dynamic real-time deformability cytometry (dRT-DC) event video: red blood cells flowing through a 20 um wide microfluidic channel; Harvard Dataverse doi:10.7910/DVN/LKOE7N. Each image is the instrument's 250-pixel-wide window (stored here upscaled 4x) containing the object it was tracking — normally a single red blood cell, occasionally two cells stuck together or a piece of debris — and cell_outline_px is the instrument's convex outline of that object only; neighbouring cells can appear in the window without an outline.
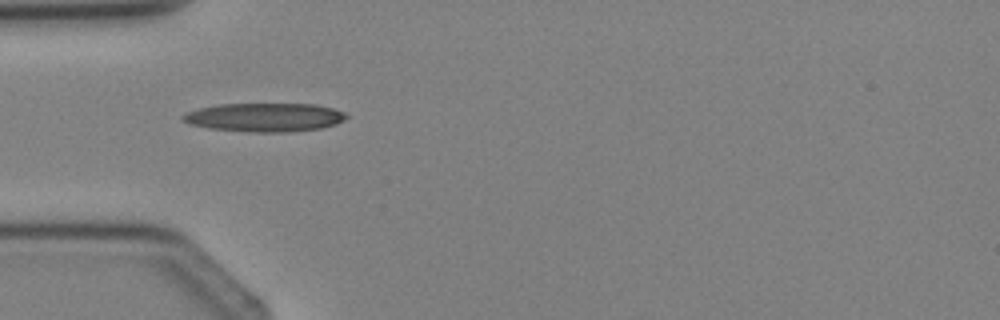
{"species": "Egyptian fruit bat (a non-hibernating species)", "species_latin": "Rousettus aegyptiacus", "temperature_condition": "cold", "stored_images_in_passage": 2, "camera_frame_rate_fps": 3000, "um_per_image_px": 0.085, "animal": {"sex": "female"}, "frame": {"image": 1, "passage_image": 1, "time_ms": 0.0, "image_size_px": [1000, 320], "cell_outline_px": [[348, 116], [344, 120], [336, 124], [320, 128], [288, 132], [248, 132], [208, 128], [188, 124], [180, 120], [180, 116], [184, 112], [200, 108], [220, 104], [316, 104], [332, 108], [344, 112]], "centroid_in_image_um": [22.44, 9.97], "position_along_channel_um": 62.6, "area_um2": 27.51}}
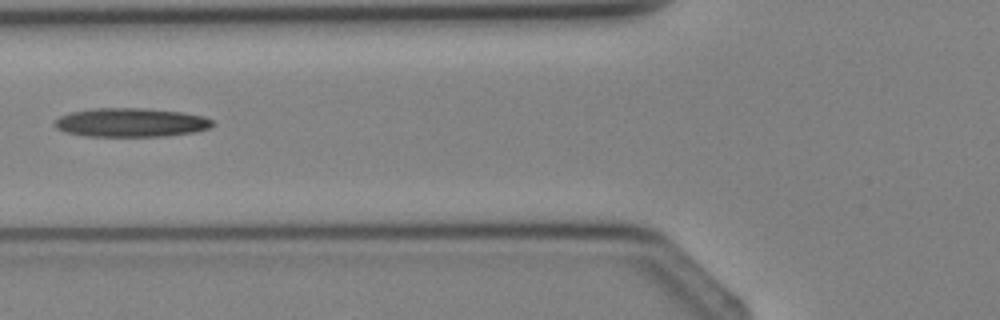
{"frame": {"image": 2, "passage_image": 2, "time_ms": 1.0, "image_size_px": [1000, 320], "cell_outline_px": [[216, 124], [208, 128], [196, 132], [168, 136], [88, 136], [64, 132], [56, 128], [56, 120], [60, 116], [72, 112], [92, 108], [140, 108], [180, 112], [204, 116], [212, 120]], "centroid_in_image_um": [11.16, 10.42], "position_along_channel_um": 114.6, "area_um2": 26.47}}